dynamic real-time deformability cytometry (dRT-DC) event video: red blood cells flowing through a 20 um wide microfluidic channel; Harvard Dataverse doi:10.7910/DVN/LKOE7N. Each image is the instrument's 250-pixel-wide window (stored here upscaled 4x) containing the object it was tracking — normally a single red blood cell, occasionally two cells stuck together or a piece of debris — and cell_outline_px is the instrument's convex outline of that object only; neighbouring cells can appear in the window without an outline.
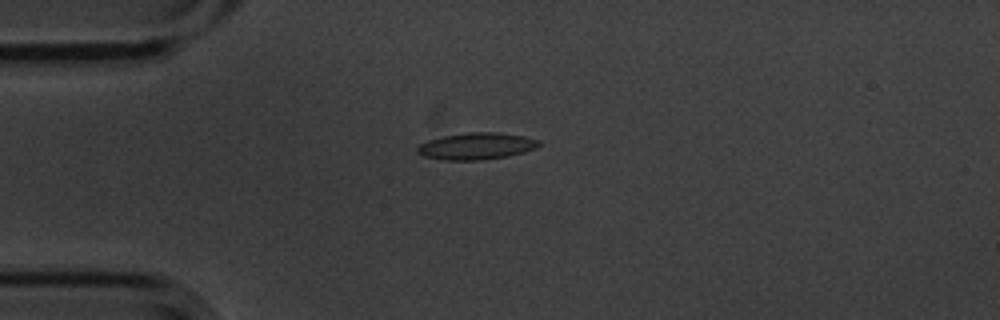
{"species": "common noctule bat (a hibernating species)", "species_latin": "Nyctalus noctula", "temperature_condition": "cold", "stored_images_in_passage": 4, "camera_frame_rate_fps": 3000, "um_per_image_px": 0.085, "animal": {"sex": "male", "body_mass_g": 20.1, "forearm_length_mm": 53.5}, "frame": {"image": 1, "passage_image": 2, "time_ms": 0.333, "image_size_px": [1000, 320], "cell_outline_px": [[540, 144], [536, 148], [524, 152], [508, 156], [480, 160], [444, 160], [424, 156], [416, 152], [416, 148], [420, 144], [428, 140], [444, 136], [468, 132], [496, 132], [524, 136], [540, 140]], "centroid_in_image_um": [40.5, 12.42], "position_along_channel_um": 44.5, "area_um2": 18.96}}
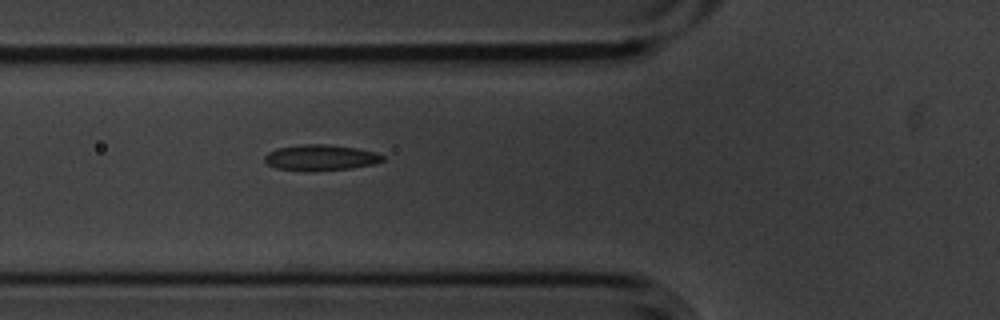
{"frame": {"image": 2, "passage_image": 4, "time_ms": 1.0, "image_size_px": [1000, 320], "cell_outline_px": [[384, 160], [376, 164], [352, 168], [276, 168], [268, 164], [264, 160], [264, 156], [268, 152], [276, 148], [300, 144], [328, 144], [356, 148], [376, 152], [384, 156]], "centroid_in_image_um": [27.3, 13.34], "position_along_channel_um": 98.5, "area_um2": 16.99}}